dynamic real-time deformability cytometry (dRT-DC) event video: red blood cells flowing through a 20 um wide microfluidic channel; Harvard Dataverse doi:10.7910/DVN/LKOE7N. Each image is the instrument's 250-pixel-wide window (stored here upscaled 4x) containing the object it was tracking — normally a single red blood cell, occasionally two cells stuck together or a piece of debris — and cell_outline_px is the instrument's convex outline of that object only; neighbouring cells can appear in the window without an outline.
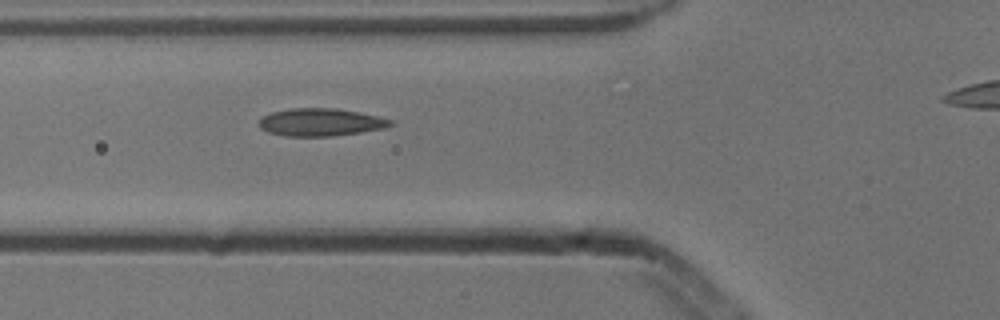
{"species": "common noctule bat (a hibernating species)", "species_latin": "Nyctalus noctula", "temperature_condition": "cold", "stored_images_in_passage": 6, "segment_of_instrument_passage": [1, 2], "camera_frame_rate_fps": 3000, "um_per_image_px": 0.085, "animal": {"sex": "male", "body_mass_g": 13.3}, "frame": {"image": 1, "passage_image": 5, "time_ms": 1.333, "image_size_px": [1000, 320], "cell_outline_px": [[396, 124], [384, 128], [360, 132], [332, 136], [284, 136], [268, 132], [260, 128], [260, 120], [264, 116], [272, 112], [288, 108], [336, 108], [360, 112], [392, 120]], "centroid_in_image_um": [27.27, 10.38], "position_along_channel_um": 98.5, "area_um2": 21.15}}